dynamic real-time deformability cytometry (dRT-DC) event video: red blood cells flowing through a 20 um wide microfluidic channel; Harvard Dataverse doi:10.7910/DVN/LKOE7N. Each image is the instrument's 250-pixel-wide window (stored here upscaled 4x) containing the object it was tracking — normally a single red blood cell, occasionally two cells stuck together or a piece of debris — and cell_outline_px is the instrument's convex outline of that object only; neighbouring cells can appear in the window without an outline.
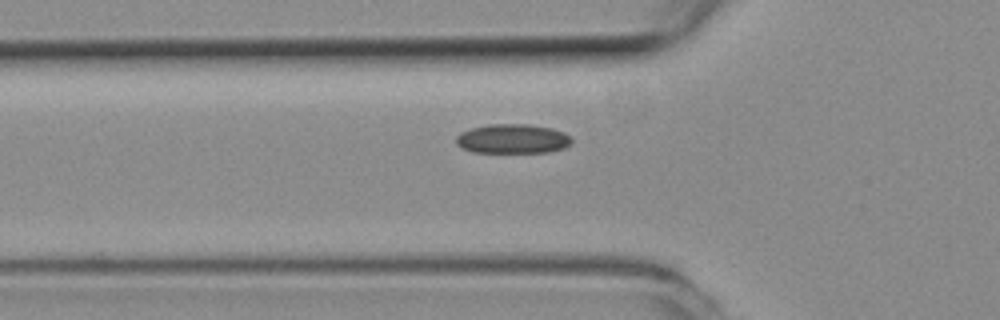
{"species": "common noctule bat (a hibernating species)", "species_latin": "Nyctalus noctula", "temperature_condition": "room temperature", "stored_images_in_passage": 20, "camera_frame_rate_fps": 3000, "um_per_image_px": 0.085, "animal": {"sex": "female", "body_mass_g": 19.3, "forearm_length_mm": 54.1}, "frame": {"image": 1, "passage_image": 10, "time_ms": 3.0, "image_size_px": [1000, 320], "cell_outline_px": [[572, 144], [564, 148], [548, 152], [472, 152], [456, 144], [456, 136], [460, 132], [472, 128], [488, 124], [528, 124], [552, 128], [564, 132], [572, 136]], "centroid_in_image_um": [43.61, 11.79], "position_along_channel_um": 82.2, "area_um2": 19.94}}
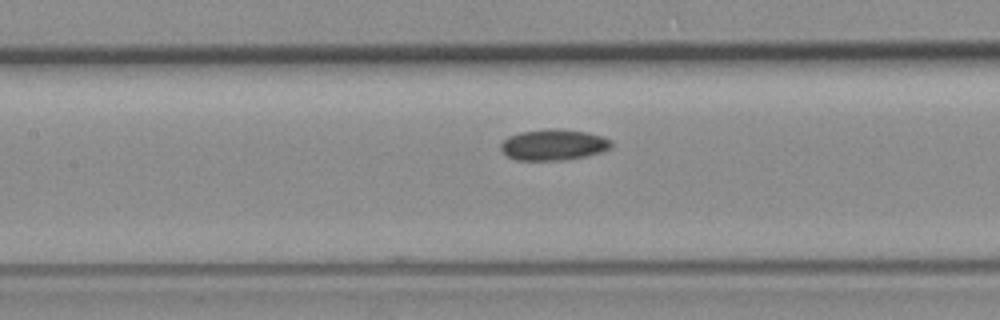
{"frame": {"image": 2, "passage_image": 16, "time_ms": 5.0, "image_size_px": [1000, 320], "cell_outline_px": [[612, 144], [608, 148], [600, 152], [584, 156], [560, 160], [516, 160], [508, 156], [500, 148], [500, 144], [508, 136], [520, 132], [544, 128], [552, 128], [588, 132], [604, 136], [612, 140]], "centroid_in_image_um": [47.03, 12.28], "position_along_channel_um": 160.4, "area_um2": 19.94}}
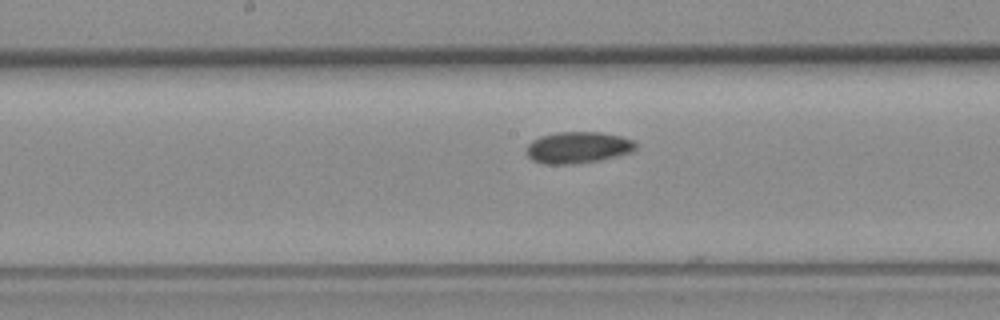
{"frame": {"image": 3, "passage_image": 19, "time_ms": 6.0, "image_size_px": [1000, 320], "cell_outline_px": [[636, 148], [632, 152], [604, 160], [576, 164], [544, 164], [532, 160], [524, 152], [528, 144], [532, 140], [540, 136], [556, 132], [600, 132], [620, 136], [632, 140], [636, 144]], "centroid_in_image_um": [49.1, 12.55], "position_along_channel_um": 199.1, "area_um2": 20.4}}